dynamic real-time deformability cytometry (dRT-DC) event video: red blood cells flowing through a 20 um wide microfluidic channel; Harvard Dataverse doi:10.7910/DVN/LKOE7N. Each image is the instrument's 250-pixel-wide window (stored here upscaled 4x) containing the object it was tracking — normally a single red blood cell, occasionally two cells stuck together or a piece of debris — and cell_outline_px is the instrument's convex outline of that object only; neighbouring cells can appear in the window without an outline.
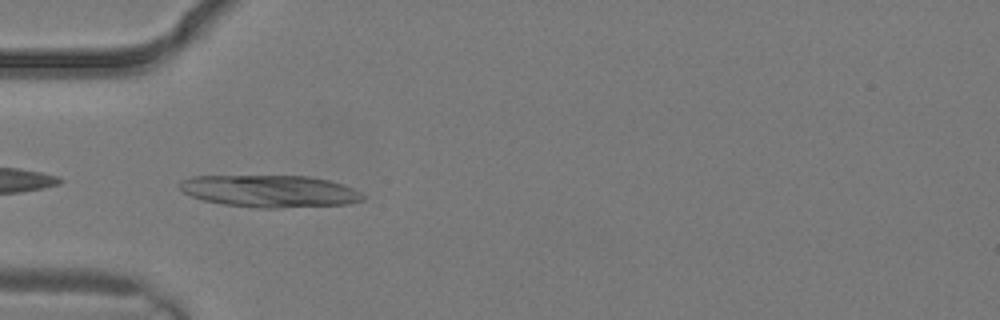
{"species": "common noctule bat (a hibernating species)", "species_latin": "Nyctalus noctula", "temperature_condition": "warm", "stored_images_in_passage": 1, "camera_frame_rate_fps": 3000, "um_per_image_px": 0.085, "animal": {"sex": "male", "body_mass_g": 19.2, "forearm_length_mm": 51.8}, "frame": {"image": 1, "passage_image": 1, "time_ms": 0.0, "image_size_px": [1000, 320], "cell_outline_px": [[364, 200], [348, 204], [280, 208], [256, 208], [220, 204], [204, 200], [192, 196], [184, 192], [180, 188], [180, 180], [192, 176], [308, 176], [328, 180], [344, 184], [360, 192], [364, 196]], "centroid_in_image_um": [22.94, 16.25], "position_along_channel_um": 62.1, "area_um2": 34.39}}